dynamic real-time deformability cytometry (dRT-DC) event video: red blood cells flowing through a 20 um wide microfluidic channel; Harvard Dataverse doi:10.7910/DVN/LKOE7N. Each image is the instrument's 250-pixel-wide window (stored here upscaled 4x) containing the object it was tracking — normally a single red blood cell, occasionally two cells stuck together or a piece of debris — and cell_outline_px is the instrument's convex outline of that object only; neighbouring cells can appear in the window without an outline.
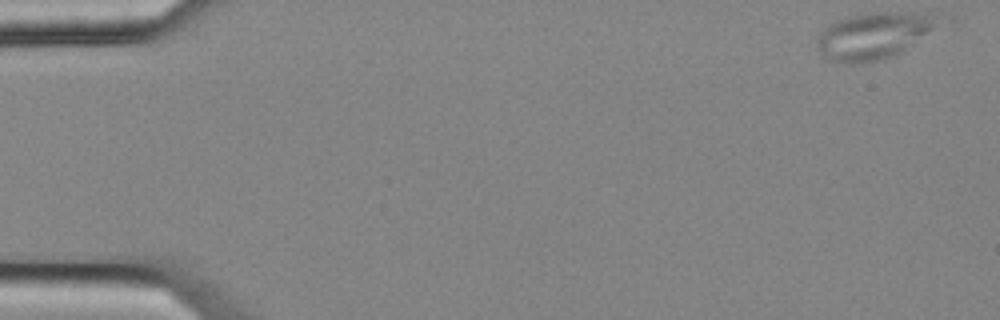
{"species": "common noctule bat (a hibernating species)", "species_latin": "Nyctalus noctula", "temperature_condition": "cold", "stored_images_in_passage": 5, "camera_frame_rate_fps": 3000, "um_per_image_px": 0.085, "animal": {"sex": "female", "body_mass_g": 25.1}, "frame": {"image": 1, "passage_image": 1, "time_ms": 0.0, "image_size_px": [1000, 320], "cell_outline_px": [[940, 20], [932, 28], [900, 52], [892, 56], [880, 60], [852, 64], [828, 60], [816, 48], [816, 40], [820, 32], [828, 24], [836, 20], [848, 16], [872, 12], [908, 12], [932, 16]], "centroid_in_image_um": [74.11, 3.04], "position_along_channel_um": 10.9, "area_um2": 32.25}}